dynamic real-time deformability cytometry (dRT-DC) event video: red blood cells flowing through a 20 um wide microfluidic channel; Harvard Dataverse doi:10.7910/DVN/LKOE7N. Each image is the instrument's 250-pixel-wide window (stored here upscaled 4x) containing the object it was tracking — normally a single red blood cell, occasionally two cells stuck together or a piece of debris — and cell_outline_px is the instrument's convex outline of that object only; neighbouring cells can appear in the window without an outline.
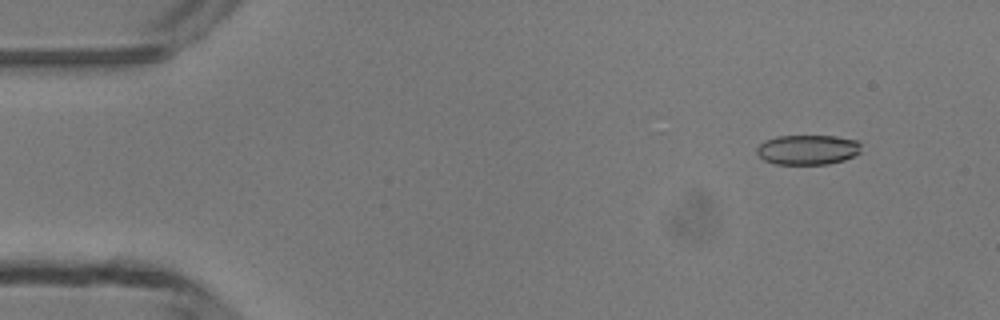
{"species": "common noctule bat (a hibernating species)", "species_latin": "Nyctalus noctula", "temperature_condition": "room temperature", "stored_images_in_passage": 48, "camera_frame_rate_fps": 3000, "um_per_image_px": 0.085, "animal": {"sex": "male", "body_mass_g": 13.3}, "frame": {"image": 1, "passage_image": 5, "time_ms": 1.333, "image_size_px": [1000, 320], "cell_outline_px": [[860, 152], [844, 160], [828, 164], [772, 164], [764, 160], [756, 152], [756, 148], [764, 140], [776, 136], [836, 136], [856, 140], [860, 144]], "centroid_in_image_um": [68.62, 12.72], "position_along_channel_um": 16.4, "area_um2": 18.21}}
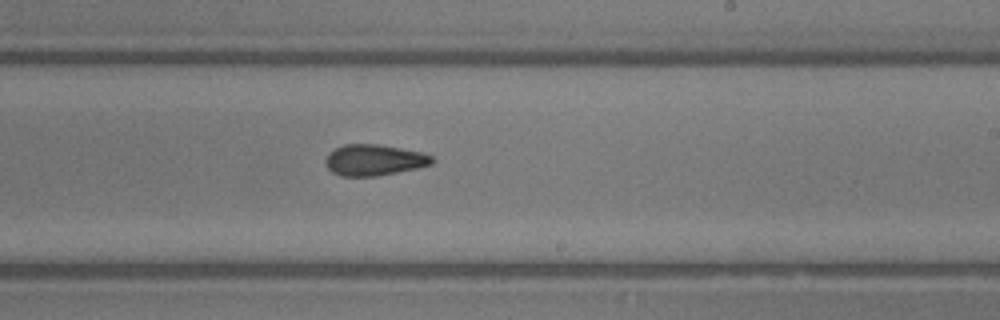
{"frame": {"image": 2, "passage_image": 29, "time_ms": 9.333, "image_size_px": [1000, 320], "cell_outline_px": [[436, 160], [432, 164], [416, 168], [376, 176], [340, 176], [332, 172], [324, 164], [324, 160], [328, 152], [344, 144], [376, 144], [400, 148], [420, 152], [432, 156]], "centroid_in_image_um": [31.76, 13.6], "position_along_channel_um": 257.2, "area_um2": 19.31}}
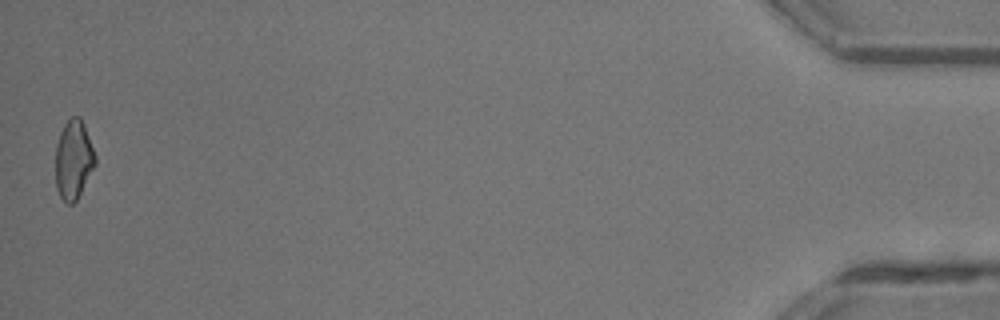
{"frame": {"image": 3, "passage_image": 48, "time_ms": 15.667, "image_size_px": [1000, 320], "cell_outline_px": [[96, 164], [76, 200], [72, 204], [68, 204], [60, 196], [56, 188], [56, 144], [60, 132], [64, 124], [72, 116], [80, 116], [84, 124], [96, 156]], "centroid_in_image_um": [6.25, 13.55], "position_along_channel_um": 429.0, "area_um2": 18.21}, "authors_computed_cell_mechanics": {"area_um2": 19.1607, "velocity_mm_per_s": 4.2942, "shape_relaxation_time_tau1_ms": 5.1125, "shape_relaxation_time_tau2_ms": 2.4059, "deformation_change_tau1": 0.1128, "deformation_change_tau2": 0.0913}}